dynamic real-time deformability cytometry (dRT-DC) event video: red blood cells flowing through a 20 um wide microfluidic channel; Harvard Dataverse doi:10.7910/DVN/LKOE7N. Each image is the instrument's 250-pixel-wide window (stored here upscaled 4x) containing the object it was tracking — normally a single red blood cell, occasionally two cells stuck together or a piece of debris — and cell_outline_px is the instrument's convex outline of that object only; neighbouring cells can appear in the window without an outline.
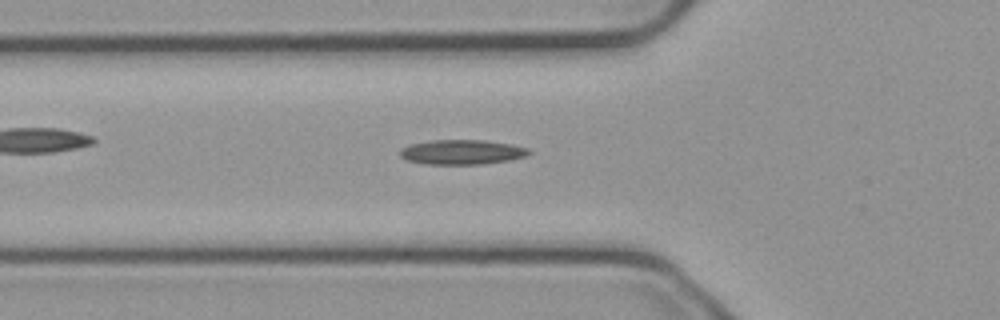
{"species": "common noctule bat (a hibernating species)", "species_latin": "Nyctalus noctula", "temperature_condition": "cold", "stored_images_in_passage": 38, "camera_frame_rate_fps": 3000, "um_per_image_px": 0.085, "animal": {"sex": "male", "body_mass_g": 23.1, "forearm_length_mm": 52.7}, "frame": {"image": 1, "passage_image": 2, "time_ms": 0.333, "image_size_px": [1000, 320], "cell_outline_px": [[532, 152], [524, 156], [508, 160], [480, 164], [424, 164], [408, 160], [400, 156], [400, 148], [412, 144], [432, 140], [484, 140], [512, 144], [528, 148]], "centroid_in_image_um": [39.26, 12.92], "position_along_channel_um": 86.5, "area_um2": 18.44}}
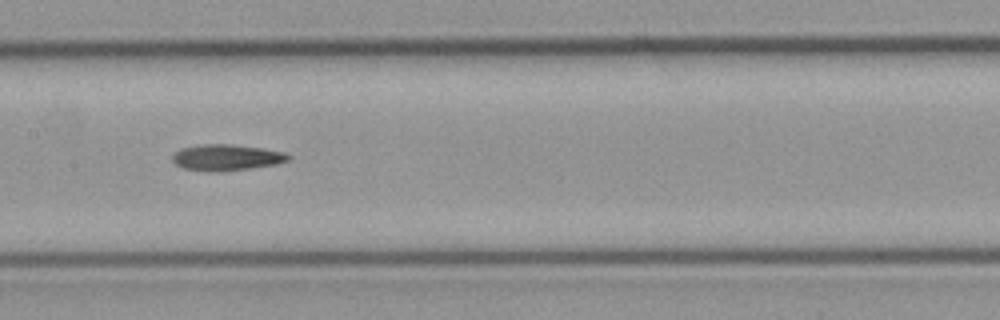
{"frame": {"image": 2, "passage_image": 10, "time_ms": 3.0, "image_size_px": [1000, 320], "cell_outline_px": [[292, 156], [288, 160], [276, 164], [248, 168], [216, 172], [208, 172], [184, 168], [176, 164], [172, 160], [172, 156], [180, 148], [204, 144], [232, 144], [264, 148], [284, 152]], "centroid_in_image_um": [19.25, 13.38], "position_along_channel_um": 188.1, "area_um2": 17.63}}
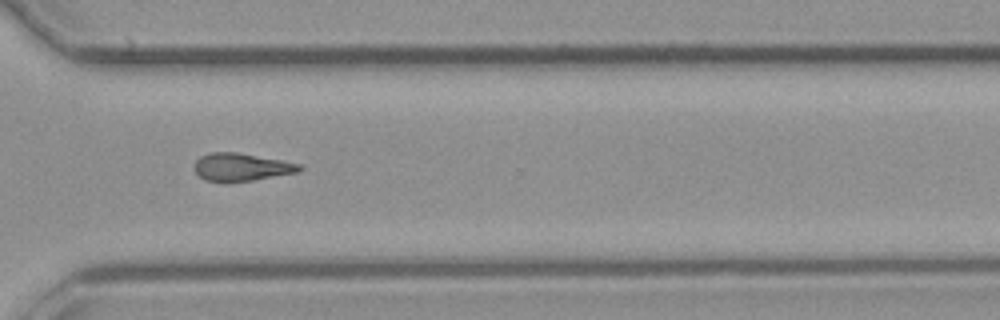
{"frame": {"image": 3, "passage_image": 23, "time_ms": 7.333, "image_size_px": [1000, 320], "cell_outline_px": [[304, 168], [300, 172], [252, 180], [204, 180], [192, 168], [196, 160], [200, 156], [208, 152], [236, 152], [280, 160], [300, 164]], "centroid_in_image_um": [20.51, 14.17], "position_along_channel_um": 350.1, "area_um2": 16.7}}